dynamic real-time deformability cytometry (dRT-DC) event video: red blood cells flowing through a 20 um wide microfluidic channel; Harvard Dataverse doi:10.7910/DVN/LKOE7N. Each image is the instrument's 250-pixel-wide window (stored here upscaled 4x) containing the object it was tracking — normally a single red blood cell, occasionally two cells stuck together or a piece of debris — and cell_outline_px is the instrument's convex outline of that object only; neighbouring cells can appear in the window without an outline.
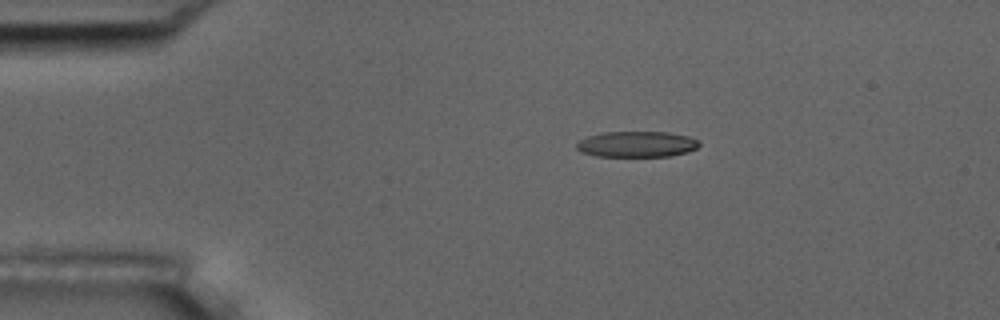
{"species": "common noctule bat (a hibernating species)", "species_latin": "Nyctalus noctula", "temperature_condition": "room temperature", "stored_images_in_passage": 9, "camera_frame_rate_fps": 3000, "um_per_image_px": 0.085, "animal": {"sex": "male", "body_mass_g": 17.5, "forearm_length_mm": 52.3}, "frame": {"image": 1, "passage_image": 1, "time_ms": 0.0, "image_size_px": [1000, 320], "cell_outline_px": [[700, 144], [696, 148], [688, 152], [668, 156], [596, 156], [580, 152], [576, 148], [576, 144], [580, 140], [588, 136], [604, 132], [668, 132], [688, 136], [700, 140]], "centroid_in_image_um": [54.13, 12.25], "position_along_channel_um": 30.9, "area_um2": 18.5}}
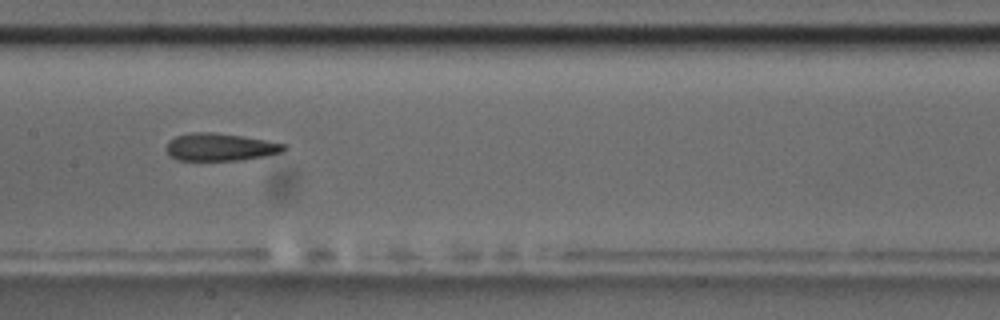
{"frame": {"image": 2, "passage_image": 6, "time_ms": 5.667, "image_size_px": [1000, 320], "cell_outline_px": [[288, 148], [284, 152], [268, 156], [240, 160], [176, 160], [164, 148], [168, 140], [176, 136], [192, 132], [212, 132], [240, 136], [288, 144]], "centroid_in_image_um": [18.75, 12.5], "position_along_channel_um": 188.7, "area_um2": 19.07}}
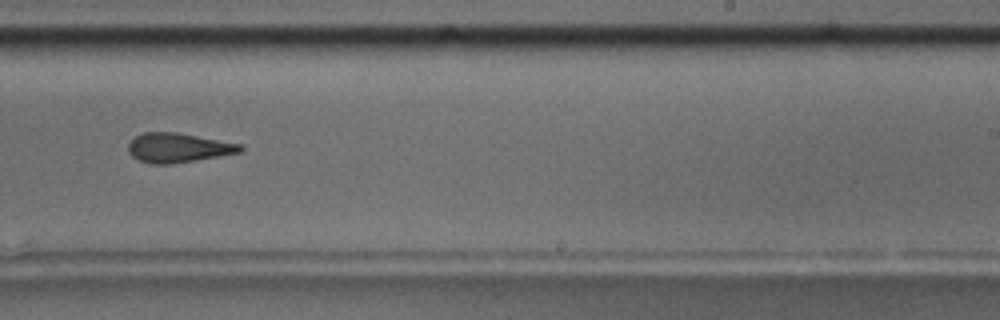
{"frame": {"image": 3, "passage_image": 8, "time_ms": 8.0, "image_size_px": [1000, 320], "cell_outline_px": [[244, 148], [240, 152], [172, 164], [152, 164], [140, 160], [132, 156], [128, 152], [128, 144], [136, 136], [144, 132], [176, 132], [244, 144]], "centroid_in_image_um": [15.15, 12.55], "position_along_channel_um": 273.8, "area_um2": 19.13}}